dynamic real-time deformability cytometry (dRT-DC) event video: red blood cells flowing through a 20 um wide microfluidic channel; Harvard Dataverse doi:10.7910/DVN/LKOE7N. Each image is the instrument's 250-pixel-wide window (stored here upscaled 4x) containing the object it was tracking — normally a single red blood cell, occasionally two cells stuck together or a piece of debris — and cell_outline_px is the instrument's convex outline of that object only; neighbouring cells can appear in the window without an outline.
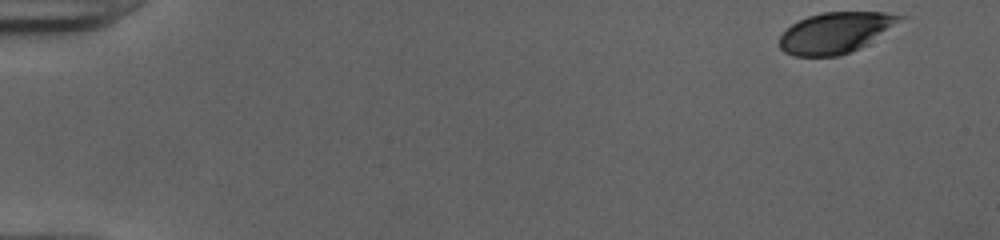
{"species": "human", "species_latin": "Homo sapiens", "temperature_condition": "cold", "stored_images_in_passage": 50, "camera_frame_rate_fps": 3000, "um_per_image_px": 0.085, "donor": {"sex": "female"}, "frame": {"image": 1, "passage_image": 1, "time_ms": 0.0, "image_size_px": [1000, 240], "cell_outline_px": [[908, 16], [860, 48], [840, 56], [796, 56], [784, 52], [780, 48], [780, 36], [792, 24], [808, 16], [824, 12], [884, 12]], "centroid_in_image_um": [71.02, 2.77], "position_along_channel_um": 14.0, "area_um2": 28.38}}
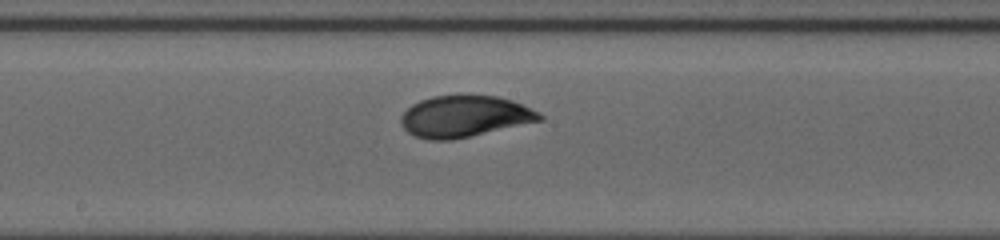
{"frame": {"image": 2, "passage_image": 27, "time_ms": 8.667, "image_size_px": [1000, 240], "cell_outline_px": [[544, 120], [472, 136], [452, 140], [428, 140], [416, 136], [408, 132], [400, 124], [400, 116], [412, 104], [420, 100], [432, 96], [496, 96], [512, 100], [544, 116]], "centroid_in_image_um": [39.46, 9.91], "position_along_channel_um": 208.7, "area_um2": 33.29}}
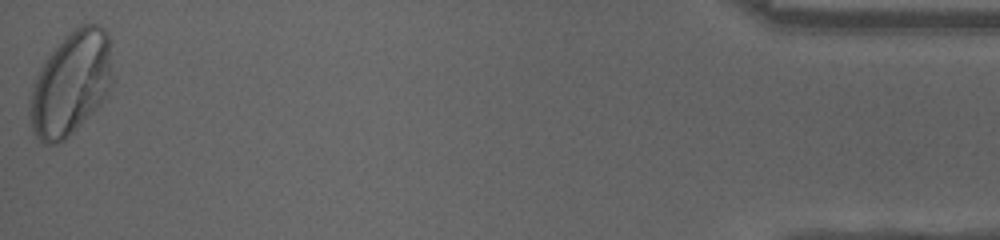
{"frame": {"image": 3, "passage_image": 50, "time_ms": 16.333, "image_size_px": [1000, 240], "cell_outline_px": [[112, 80], [108, 96], [64, 140], [56, 144], [44, 144], [32, 132], [28, 112], [28, 100], [32, 84], [44, 60], [64, 36], [80, 24], [96, 24], [104, 28], [108, 32], [112, 76]], "centroid_in_image_um": [6.0, 7.09], "position_along_channel_um": 429.2, "area_um2": 50.23}, "authors_computed_cell_mechanics": {"area_um2": 33.4084, "velocity_mm_per_s": 3.9729, "shape_relaxation_time_tau1_ms": 3.3872, "shape_relaxation_time_tau2_ms": null, "deformation_change_tau1": 0.1505, "deformation_change_tau2": null}}